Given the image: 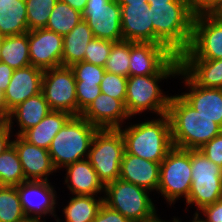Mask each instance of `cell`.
<instances>
[{
    "instance_id": "cell-1",
    "label": "cell",
    "mask_w": 222,
    "mask_h": 222,
    "mask_svg": "<svg viewBox=\"0 0 222 222\" xmlns=\"http://www.w3.org/2000/svg\"><path fill=\"white\" fill-rule=\"evenodd\" d=\"M180 57L176 56L159 74L129 76L126 87L125 108L130 118L147 114L160 116L168 112L171 93L162 90L164 79H177ZM168 79V80H167ZM170 94V95H169ZM149 112V113H148Z\"/></svg>"
},
{
    "instance_id": "cell-2",
    "label": "cell",
    "mask_w": 222,
    "mask_h": 222,
    "mask_svg": "<svg viewBox=\"0 0 222 222\" xmlns=\"http://www.w3.org/2000/svg\"><path fill=\"white\" fill-rule=\"evenodd\" d=\"M152 10L153 43L165 45L181 56L192 39L195 12L193 2L149 4Z\"/></svg>"
},
{
    "instance_id": "cell-3",
    "label": "cell",
    "mask_w": 222,
    "mask_h": 222,
    "mask_svg": "<svg viewBox=\"0 0 222 222\" xmlns=\"http://www.w3.org/2000/svg\"><path fill=\"white\" fill-rule=\"evenodd\" d=\"M143 120H137V123L129 120L119 128L124 138L125 151L161 163L173 147L169 116L167 113L156 117L144 116Z\"/></svg>"
},
{
    "instance_id": "cell-4",
    "label": "cell",
    "mask_w": 222,
    "mask_h": 222,
    "mask_svg": "<svg viewBox=\"0 0 222 222\" xmlns=\"http://www.w3.org/2000/svg\"><path fill=\"white\" fill-rule=\"evenodd\" d=\"M174 94H171L167 112L173 146L198 150L222 132V128L217 123L201 115L178 92Z\"/></svg>"
},
{
    "instance_id": "cell-5",
    "label": "cell",
    "mask_w": 222,
    "mask_h": 222,
    "mask_svg": "<svg viewBox=\"0 0 222 222\" xmlns=\"http://www.w3.org/2000/svg\"><path fill=\"white\" fill-rule=\"evenodd\" d=\"M98 128L81 115L72 116L54 136L48 152L58 173L67 165L88 158Z\"/></svg>"
},
{
    "instance_id": "cell-6",
    "label": "cell",
    "mask_w": 222,
    "mask_h": 222,
    "mask_svg": "<svg viewBox=\"0 0 222 222\" xmlns=\"http://www.w3.org/2000/svg\"><path fill=\"white\" fill-rule=\"evenodd\" d=\"M191 150L173 146L160 163L159 185L157 193L161 194L168 206L188 199L191 185Z\"/></svg>"
},
{
    "instance_id": "cell-7",
    "label": "cell",
    "mask_w": 222,
    "mask_h": 222,
    "mask_svg": "<svg viewBox=\"0 0 222 222\" xmlns=\"http://www.w3.org/2000/svg\"><path fill=\"white\" fill-rule=\"evenodd\" d=\"M152 194L147 189L117 179L105 186L103 203L132 222H140L159 213L154 203L157 200H153Z\"/></svg>"
},
{
    "instance_id": "cell-8",
    "label": "cell",
    "mask_w": 222,
    "mask_h": 222,
    "mask_svg": "<svg viewBox=\"0 0 222 222\" xmlns=\"http://www.w3.org/2000/svg\"><path fill=\"white\" fill-rule=\"evenodd\" d=\"M192 185L185 201V211L202 208L222 199V168L209 160L200 150H191ZM194 206V207H193Z\"/></svg>"
},
{
    "instance_id": "cell-9",
    "label": "cell",
    "mask_w": 222,
    "mask_h": 222,
    "mask_svg": "<svg viewBox=\"0 0 222 222\" xmlns=\"http://www.w3.org/2000/svg\"><path fill=\"white\" fill-rule=\"evenodd\" d=\"M124 151L119 129H98L94 134L87 159L104 186L119 179Z\"/></svg>"
},
{
    "instance_id": "cell-10",
    "label": "cell",
    "mask_w": 222,
    "mask_h": 222,
    "mask_svg": "<svg viewBox=\"0 0 222 222\" xmlns=\"http://www.w3.org/2000/svg\"><path fill=\"white\" fill-rule=\"evenodd\" d=\"M180 59H222V22L213 14H195L191 43Z\"/></svg>"
},
{
    "instance_id": "cell-11",
    "label": "cell",
    "mask_w": 222,
    "mask_h": 222,
    "mask_svg": "<svg viewBox=\"0 0 222 222\" xmlns=\"http://www.w3.org/2000/svg\"><path fill=\"white\" fill-rule=\"evenodd\" d=\"M41 92L51 110L77 116L76 79L71 67L58 66L44 70Z\"/></svg>"
},
{
    "instance_id": "cell-12",
    "label": "cell",
    "mask_w": 222,
    "mask_h": 222,
    "mask_svg": "<svg viewBox=\"0 0 222 222\" xmlns=\"http://www.w3.org/2000/svg\"><path fill=\"white\" fill-rule=\"evenodd\" d=\"M17 190L27 218L46 222V218L51 216L50 218L53 217L55 220L57 211L60 209L58 206L62 205H58L61 203L58 202L60 197L52 182L26 181L18 185Z\"/></svg>"
},
{
    "instance_id": "cell-13",
    "label": "cell",
    "mask_w": 222,
    "mask_h": 222,
    "mask_svg": "<svg viewBox=\"0 0 222 222\" xmlns=\"http://www.w3.org/2000/svg\"><path fill=\"white\" fill-rule=\"evenodd\" d=\"M84 20L94 38L119 42L123 40L121 28V6L117 0H87Z\"/></svg>"
},
{
    "instance_id": "cell-14",
    "label": "cell",
    "mask_w": 222,
    "mask_h": 222,
    "mask_svg": "<svg viewBox=\"0 0 222 222\" xmlns=\"http://www.w3.org/2000/svg\"><path fill=\"white\" fill-rule=\"evenodd\" d=\"M176 78L182 80L180 83L186 89L178 94L201 115L222 128V89L198 86L181 68Z\"/></svg>"
},
{
    "instance_id": "cell-15",
    "label": "cell",
    "mask_w": 222,
    "mask_h": 222,
    "mask_svg": "<svg viewBox=\"0 0 222 222\" xmlns=\"http://www.w3.org/2000/svg\"><path fill=\"white\" fill-rule=\"evenodd\" d=\"M175 57L165 45L130 41L129 76L159 74Z\"/></svg>"
},
{
    "instance_id": "cell-16",
    "label": "cell",
    "mask_w": 222,
    "mask_h": 222,
    "mask_svg": "<svg viewBox=\"0 0 222 222\" xmlns=\"http://www.w3.org/2000/svg\"><path fill=\"white\" fill-rule=\"evenodd\" d=\"M32 66L47 70L62 66L63 36L45 28L28 31Z\"/></svg>"
},
{
    "instance_id": "cell-17",
    "label": "cell",
    "mask_w": 222,
    "mask_h": 222,
    "mask_svg": "<svg viewBox=\"0 0 222 222\" xmlns=\"http://www.w3.org/2000/svg\"><path fill=\"white\" fill-rule=\"evenodd\" d=\"M12 144L17 150L26 181H50L51 176L58 173L47 149L30 144L19 135H14Z\"/></svg>"
},
{
    "instance_id": "cell-18",
    "label": "cell",
    "mask_w": 222,
    "mask_h": 222,
    "mask_svg": "<svg viewBox=\"0 0 222 222\" xmlns=\"http://www.w3.org/2000/svg\"><path fill=\"white\" fill-rule=\"evenodd\" d=\"M80 115L98 129H119L132 120L121 100L102 92Z\"/></svg>"
},
{
    "instance_id": "cell-19",
    "label": "cell",
    "mask_w": 222,
    "mask_h": 222,
    "mask_svg": "<svg viewBox=\"0 0 222 222\" xmlns=\"http://www.w3.org/2000/svg\"><path fill=\"white\" fill-rule=\"evenodd\" d=\"M43 73L44 70L32 65L14 70L4 91L5 110L8 113L26 99L41 92Z\"/></svg>"
},
{
    "instance_id": "cell-20",
    "label": "cell",
    "mask_w": 222,
    "mask_h": 222,
    "mask_svg": "<svg viewBox=\"0 0 222 222\" xmlns=\"http://www.w3.org/2000/svg\"><path fill=\"white\" fill-rule=\"evenodd\" d=\"M119 5L123 40L153 43L152 10L149 3Z\"/></svg>"
},
{
    "instance_id": "cell-21",
    "label": "cell",
    "mask_w": 222,
    "mask_h": 222,
    "mask_svg": "<svg viewBox=\"0 0 222 222\" xmlns=\"http://www.w3.org/2000/svg\"><path fill=\"white\" fill-rule=\"evenodd\" d=\"M160 163L124 151L119 179L147 189L154 195L159 185ZM156 191V192H155Z\"/></svg>"
},
{
    "instance_id": "cell-22",
    "label": "cell",
    "mask_w": 222,
    "mask_h": 222,
    "mask_svg": "<svg viewBox=\"0 0 222 222\" xmlns=\"http://www.w3.org/2000/svg\"><path fill=\"white\" fill-rule=\"evenodd\" d=\"M64 186L71 195L104 196L105 186L88 159L76 161L67 165L61 171L64 172Z\"/></svg>"
},
{
    "instance_id": "cell-23",
    "label": "cell",
    "mask_w": 222,
    "mask_h": 222,
    "mask_svg": "<svg viewBox=\"0 0 222 222\" xmlns=\"http://www.w3.org/2000/svg\"><path fill=\"white\" fill-rule=\"evenodd\" d=\"M50 111L43 93L40 92L26 99L9 113V127L15 132L14 135L21 136L26 130L36 126Z\"/></svg>"
},
{
    "instance_id": "cell-24",
    "label": "cell",
    "mask_w": 222,
    "mask_h": 222,
    "mask_svg": "<svg viewBox=\"0 0 222 222\" xmlns=\"http://www.w3.org/2000/svg\"><path fill=\"white\" fill-rule=\"evenodd\" d=\"M180 68L198 86L222 89V59H180Z\"/></svg>"
},
{
    "instance_id": "cell-25",
    "label": "cell",
    "mask_w": 222,
    "mask_h": 222,
    "mask_svg": "<svg viewBox=\"0 0 222 222\" xmlns=\"http://www.w3.org/2000/svg\"><path fill=\"white\" fill-rule=\"evenodd\" d=\"M72 117L65 111L51 110L36 126L26 130L21 137L28 143L49 149L54 136Z\"/></svg>"
},
{
    "instance_id": "cell-26",
    "label": "cell",
    "mask_w": 222,
    "mask_h": 222,
    "mask_svg": "<svg viewBox=\"0 0 222 222\" xmlns=\"http://www.w3.org/2000/svg\"><path fill=\"white\" fill-rule=\"evenodd\" d=\"M68 197L67 204L61 209L64 218L61 219L57 215L56 222H93L103 204V196L70 195Z\"/></svg>"
},
{
    "instance_id": "cell-27",
    "label": "cell",
    "mask_w": 222,
    "mask_h": 222,
    "mask_svg": "<svg viewBox=\"0 0 222 222\" xmlns=\"http://www.w3.org/2000/svg\"><path fill=\"white\" fill-rule=\"evenodd\" d=\"M28 31L25 0H0V36L21 35Z\"/></svg>"
},
{
    "instance_id": "cell-28",
    "label": "cell",
    "mask_w": 222,
    "mask_h": 222,
    "mask_svg": "<svg viewBox=\"0 0 222 222\" xmlns=\"http://www.w3.org/2000/svg\"><path fill=\"white\" fill-rule=\"evenodd\" d=\"M93 38L92 30L81 20L70 33L63 36L62 66L71 67L84 61L86 47Z\"/></svg>"
},
{
    "instance_id": "cell-29",
    "label": "cell",
    "mask_w": 222,
    "mask_h": 222,
    "mask_svg": "<svg viewBox=\"0 0 222 222\" xmlns=\"http://www.w3.org/2000/svg\"><path fill=\"white\" fill-rule=\"evenodd\" d=\"M0 62L20 69L31 65L29 56L28 32L21 35L3 37Z\"/></svg>"
},
{
    "instance_id": "cell-30",
    "label": "cell",
    "mask_w": 222,
    "mask_h": 222,
    "mask_svg": "<svg viewBox=\"0 0 222 222\" xmlns=\"http://www.w3.org/2000/svg\"><path fill=\"white\" fill-rule=\"evenodd\" d=\"M82 20V13L60 0L54 6L45 29L65 36Z\"/></svg>"
},
{
    "instance_id": "cell-31",
    "label": "cell",
    "mask_w": 222,
    "mask_h": 222,
    "mask_svg": "<svg viewBox=\"0 0 222 222\" xmlns=\"http://www.w3.org/2000/svg\"><path fill=\"white\" fill-rule=\"evenodd\" d=\"M26 182L22 165L12 144L0 155V186L17 187Z\"/></svg>"
},
{
    "instance_id": "cell-32",
    "label": "cell",
    "mask_w": 222,
    "mask_h": 222,
    "mask_svg": "<svg viewBox=\"0 0 222 222\" xmlns=\"http://www.w3.org/2000/svg\"><path fill=\"white\" fill-rule=\"evenodd\" d=\"M26 218L17 187L0 186V222H20Z\"/></svg>"
},
{
    "instance_id": "cell-33",
    "label": "cell",
    "mask_w": 222,
    "mask_h": 222,
    "mask_svg": "<svg viewBox=\"0 0 222 222\" xmlns=\"http://www.w3.org/2000/svg\"><path fill=\"white\" fill-rule=\"evenodd\" d=\"M130 41L114 42L104 66L105 71L129 77Z\"/></svg>"
},
{
    "instance_id": "cell-34",
    "label": "cell",
    "mask_w": 222,
    "mask_h": 222,
    "mask_svg": "<svg viewBox=\"0 0 222 222\" xmlns=\"http://www.w3.org/2000/svg\"><path fill=\"white\" fill-rule=\"evenodd\" d=\"M58 0H25L29 31L45 28Z\"/></svg>"
},
{
    "instance_id": "cell-35",
    "label": "cell",
    "mask_w": 222,
    "mask_h": 222,
    "mask_svg": "<svg viewBox=\"0 0 222 222\" xmlns=\"http://www.w3.org/2000/svg\"><path fill=\"white\" fill-rule=\"evenodd\" d=\"M114 42L93 38L86 47L84 61L104 67Z\"/></svg>"
},
{
    "instance_id": "cell-36",
    "label": "cell",
    "mask_w": 222,
    "mask_h": 222,
    "mask_svg": "<svg viewBox=\"0 0 222 222\" xmlns=\"http://www.w3.org/2000/svg\"><path fill=\"white\" fill-rule=\"evenodd\" d=\"M127 80L128 77L106 71L100 84L101 92L125 104Z\"/></svg>"
},
{
    "instance_id": "cell-37",
    "label": "cell",
    "mask_w": 222,
    "mask_h": 222,
    "mask_svg": "<svg viewBox=\"0 0 222 222\" xmlns=\"http://www.w3.org/2000/svg\"><path fill=\"white\" fill-rule=\"evenodd\" d=\"M76 82L101 84L105 74L104 67H100L85 61L77 62L71 66Z\"/></svg>"
},
{
    "instance_id": "cell-38",
    "label": "cell",
    "mask_w": 222,
    "mask_h": 222,
    "mask_svg": "<svg viewBox=\"0 0 222 222\" xmlns=\"http://www.w3.org/2000/svg\"><path fill=\"white\" fill-rule=\"evenodd\" d=\"M100 93V85L96 83L76 82L77 116H79Z\"/></svg>"
},
{
    "instance_id": "cell-39",
    "label": "cell",
    "mask_w": 222,
    "mask_h": 222,
    "mask_svg": "<svg viewBox=\"0 0 222 222\" xmlns=\"http://www.w3.org/2000/svg\"><path fill=\"white\" fill-rule=\"evenodd\" d=\"M200 150L209 160L222 168V132L205 143Z\"/></svg>"
},
{
    "instance_id": "cell-40",
    "label": "cell",
    "mask_w": 222,
    "mask_h": 222,
    "mask_svg": "<svg viewBox=\"0 0 222 222\" xmlns=\"http://www.w3.org/2000/svg\"><path fill=\"white\" fill-rule=\"evenodd\" d=\"M93 222H132L120 212L102 204Z\"/></svg>"
},
{
    "instance_id": "cell-41",
    "label": "cell",
    "mask_w": 222,
    "mask_h": 222,
    "mask_svg": "<svg viewBox=\"0 0 222 222\" xmlns=\"http://www.w3.org/2000/svg\"><path fill=\"white\" fill-rule=\"evenodd\" d=\"M204 222H222V199L197 212Z\"/></svg>"
},
{
    "instance_id": "cell-42",
    "label": "cell",
    "mask_w": 222,
    "mask_h": 222,
    "mask_svg": "<svg viewBox=\"0 0 222 222\" xmlns=\"http://www.w3.org/2000/svg\"><path fill=\"white\" fill-rule=\"evenodd\" d=\"M222 5V0H193L195 14H212Z\"/></svg>"
},
{
    "instance_id": "cell-43",
    "label": "cell",
    "mask_w": 222,
    "mask_h": 222,
    "mask_svg": "<svg viewBox=\"0 0 222 222\" xmlns=\"http://www.w3.org/2000/svg\"><path fill=\"white\" fill-rule=\"evenodd\" d=\"M14 69L0 62V89L5 91L10 83Z\"/></svg>"
},
{
    "instance_id": "cell-44",
    "label": "cell",
    "mask_w": 222,
    "mask_h": 222,
    "mask_svg": "<svg viewBox=\"0 0 222 222\" xmlns=\"http://www.w3.org/2000/svg\"><path fill=\"white\" fill-rule=\"evenodd\" d=\"M13 136L14 132L10 127L0 132V155L12 145Z\"/></svg>"
},
{
    "instance_id": "cell-45",
    "label": "cell",
    "mask_w": 222,
    "mask_h": 222,
    "mask_svg": "<svg viewBox=\"0 0 222 222\" xmlns=\"http://www.w3.org/2000/svg\"><path fill=\"white\" fill-rule=\"evenodd\" d=\"M70 5L74 10L83 13L87 4V0H60Z\"/></svg>"
},
{
    "instance_id": "cell-46",
    "label": "cell",
    "mask_w": 222,
    "mask_h": 222,
    "mask_svg": "<svg viewBox=\"0 0 222 222\" xmlns=\"http://www.w3.org/2000/svg\"><path fill=\"white\" fill-rule=\"evenodd\" d=\"M9 127V113L5 108H0V132Z\"/></svg>"
},
{
    "instance_id": "cell-47",
    "label": "cell",
    "mask_w": 222,
    "mask_h": 222,
    "mask_svg": "<svg viewBox=\"0 0 222 222\" xmlns=\"http://www.w3.org/2000/svg\"><path fill=\"white\" fill-rule=\"evenodd\" d=\"M172 219H173V222H182L183 221L182 218H180V217L178 218V216L177 217L173 216ZM189 219L190 220L189 221L186 220V222H204L202 220V218L197 213H193V217H191Z\"/></svg>"
},
{
    "instance_id": "cell-48",
    "label": "cell",
    "mask_w": 222,
    "mask_h": 222,
    "mask_svg": "<svg viewBox=\"0 0 222 222\" xmlns=\"http://www.w3.org/2000/svg\"><path fill=\"white\" fill-rule=\"evenodd\" d=\"M149 4H160L169 2H193V0H147Z\"/></svg>"
},
{
    "instance_id": "cell-49",
    "label": "cell",
    "mask_w": 222,
    "mask_h": 222,
    "mask_svg": "<svg viewBox=\"0 0 222 222\" xmlns=\"http://www.w3.org/2000/svg\"><path fill=\"white\" fill-rule=\"evenodd\" d=\"M140 222H173V220L171 219L169 221V220L162 219L160 214L156 213L152 218L147 219V220H143Z\"/></svg>"
},
{
    "instance_id": "cell-50",
    "label": "cell",
    "mask_w": 222,
    "mask_h": 222,
    "mask_svg": "<svg viewBox=\"0 0 222 222\" xmlns=\"http://www.w3.org/2000/svg\"><path fill=\"white\" fill-rule=\"evenodd\" d=\"M118 4H142L147 0H117Z\"/></svg>"
},
{
    "instance_id": "cell-51",
    "label": "cell",
    "mask_w": 222,
    "mask_h": 222,
    "mask_svg": "<svg viewBox=\"0 0 222 222\" xmlns=\"http://www.w3.org/2000/svg\"><path fill=\"white\" fill-rule=\"evenodd\" d=\"M222 22V5L212 13Z\"/></svg>"
},
{
    "instance_id": "cell-52",
    "label": "cell",
    "mask_w": 222,
    "mask_h": 222,
    "mask_svg": "<svg viewBox=\"0 0 222 222\" xmlns=\"http://www.w3.org/2000/svg\"><path fill=\"white\" fill-rule=\"evenodd\" d=\"M0 108H5L4 91L0 89Z\"/></svg>"
},
{
    "instance_id": "cell-53",
    "label": "cell",
    "mask_w": 222,
    "mask_h": 222,
    "mask_svg": "<svg viewBox=\"0 0 222 222\" xmlns=\"http://www.w3.org/2000/svg\"><path fill=\"white\" fill-rule=\"evenodd\" d=\"M20 222H40V221H37V220H34V219H30V218H26Z\"/></svg>"
},
{
    "instance_id": "cell-54",
    "label": "cell",
    "mask_w": 222,
    "mask_h": 222,
    "mask_svg": "<svg viewBox=\"0 0 222 222\" xmlns=\"http://www.w3.org/2000/svg\"><path fill=\"white\" fill-rule=\"evenodd\" d=\"M2 40H3V37L0 36V52H1V47H2ZM0 57H1V53H0Z\"/></svg>"
}]
</instances>
